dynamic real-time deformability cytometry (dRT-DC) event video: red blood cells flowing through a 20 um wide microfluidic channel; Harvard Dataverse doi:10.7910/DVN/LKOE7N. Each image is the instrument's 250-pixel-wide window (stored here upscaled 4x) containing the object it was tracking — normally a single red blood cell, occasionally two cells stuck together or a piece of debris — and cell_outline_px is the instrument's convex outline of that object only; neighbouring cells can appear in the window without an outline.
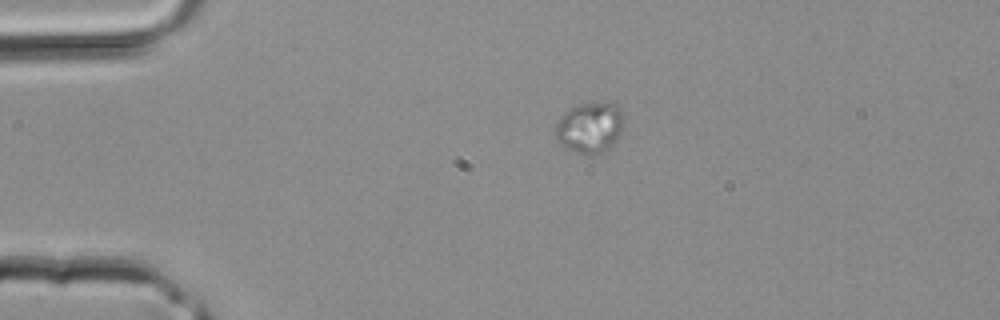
{"species": "common noctule bat (a hibernating species)", "species_latin": "Nyctalus noctula", "temperature_condition": "room temperature", "stored_images_in_passage": 3, "camera_frame_rate_fps": 3000, "um_per_image_px": 0.085, "animal": {"sex": "male", "body_mass_g": 20.4}, "frame": {"image": 1, "passage_image": 3, "time_ms": 0.667, "image_size_px": [1000, 320], "cell_outline_px": [[624, 120], [616, 144], [600, 152], [576, 152], [568, 148], [556, 140], [556, 124], [560, 116], [564, 112], [580, 104], [612, 104], [620, 108], [624, 112]], "centroid_in_image_um": [50.15, 10.83], "position_along_channel_um": 34.8, "area_um2": 19.65}}